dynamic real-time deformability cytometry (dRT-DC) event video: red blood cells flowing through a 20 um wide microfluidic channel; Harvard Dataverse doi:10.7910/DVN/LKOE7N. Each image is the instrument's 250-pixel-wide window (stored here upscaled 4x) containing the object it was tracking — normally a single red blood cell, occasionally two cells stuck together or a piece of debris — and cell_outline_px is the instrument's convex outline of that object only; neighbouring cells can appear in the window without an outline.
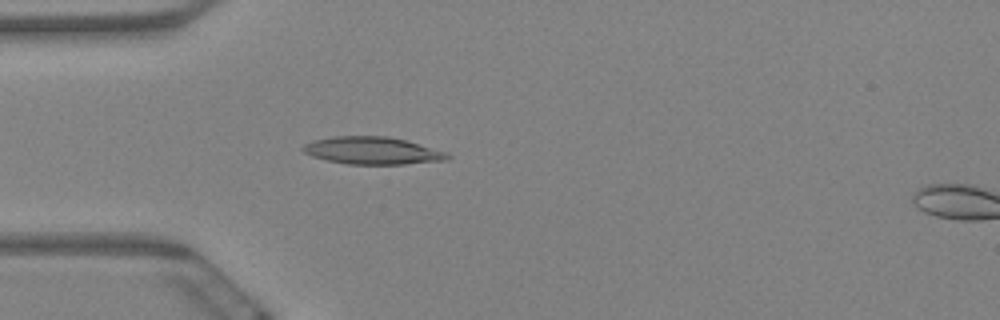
{"species": "Egyptian fruit bat (a non-hibernating species)", "species_latin": "Rousettus aegyptiacus", "temperature_condition": "warm", "stored_images_in_passage": 6, "camera_frame_rate_fps": 3000, "um_per_image_px": 0.085, "animal": {"sex": "female"}, "frame": {"image": 1, "passage_image": 5, "time_ms": 1.333, "image_size_px": [1000, 320], "cell_outline_px": [[452, 156], [448, 160], [404, 164], [348, 164], [328, 160], [312, 156], [304, 152], [300, 148], [304, 144], [312, 140], [332, 136], [388, 136], [404, 140], [448, 152]], "centroid_in_image_um": [31.65, 12.8], "position_along_channel_um": 53.3, "area_um2": 23.12}}